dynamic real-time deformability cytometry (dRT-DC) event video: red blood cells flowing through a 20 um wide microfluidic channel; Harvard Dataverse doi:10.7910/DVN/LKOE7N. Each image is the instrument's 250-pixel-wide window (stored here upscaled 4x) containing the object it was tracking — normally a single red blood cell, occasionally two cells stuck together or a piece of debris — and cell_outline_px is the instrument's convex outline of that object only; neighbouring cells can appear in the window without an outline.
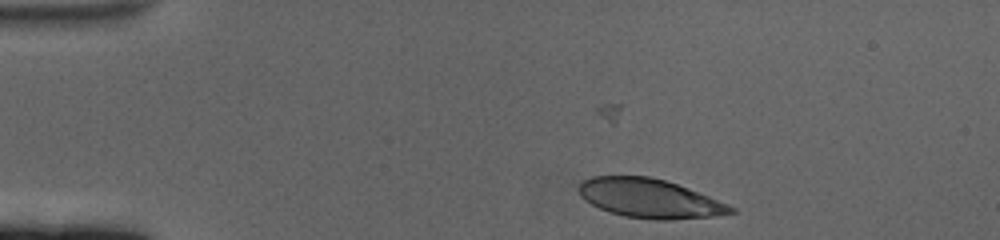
{"species": "human", "species_latin": "Homo sapiens", "temperature_condition": "cold", "stored_images_in_passage": 35, "camera_frame_rate_fps": 3000, "um_per_image_px": 0.085, "donor": {"sex": "female"}, "frame": {"image": 1, "passage_image": 1, "time_ms": 0.0, "image_size_px": [1000, 240], "cell_outline_px": [[736, 212], [712, 216], [672, 220], [656, 220], [624, 216], [600, 208], [584, 200], [580, 196], [576, 188], [584, 180], [592, 176], [648, 176], [664, 180], [688, 188], [728, 204], [736, 208]], "centroid_in_image_um": [55.19, 16.86], "position_along_channel_um": 29.8, "area_um2": 34.39}}
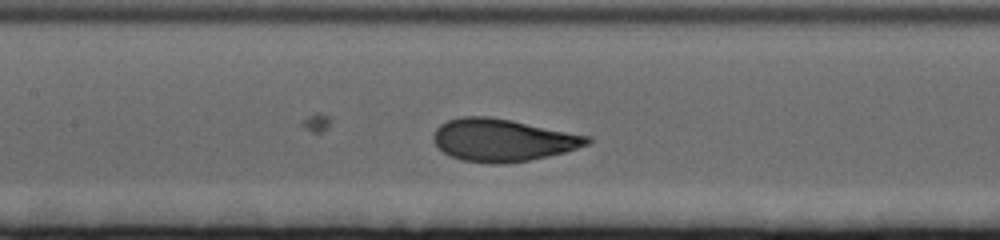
{"frame": {"image": 2, "passage_image": 19, "time_ms": 6.0, "image_size_px": [1000, 240], "cell_outline_px": [[592, 140], [588, 144], [564, 152], [548, 156], [528, 160], [500, 164], [488, 164], [460, 160], [444, 152], [432, 140], [432, 136], [436, 128], [440, 124], [448, 120], [460, 116], [488, 116], [512, 120], [592, 136]], "centroid_in_image_um": [42.72, 11.9], "position_along_channel_um": 164.7, "area_um2": 38.21}}
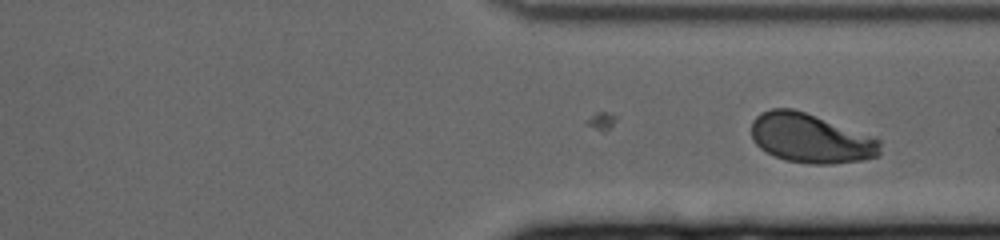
{"frame": {"image": 3, "passage_image": 35, "time_ms": 11.333, "image_size_px": [1000, 240], "cell_outline_px": [[880, 156], [860, 160], [832, 164], [808, 164], [784, 160], [760, 148], [752, 140], [752, 120], [760, 112], [772, 108], [792, 108], [804, 112], [880, 140]], "centroid_in_image_um": [68.85, 11.77], "position_along_channel_um": 342.5, "area_um2": 36.59}}